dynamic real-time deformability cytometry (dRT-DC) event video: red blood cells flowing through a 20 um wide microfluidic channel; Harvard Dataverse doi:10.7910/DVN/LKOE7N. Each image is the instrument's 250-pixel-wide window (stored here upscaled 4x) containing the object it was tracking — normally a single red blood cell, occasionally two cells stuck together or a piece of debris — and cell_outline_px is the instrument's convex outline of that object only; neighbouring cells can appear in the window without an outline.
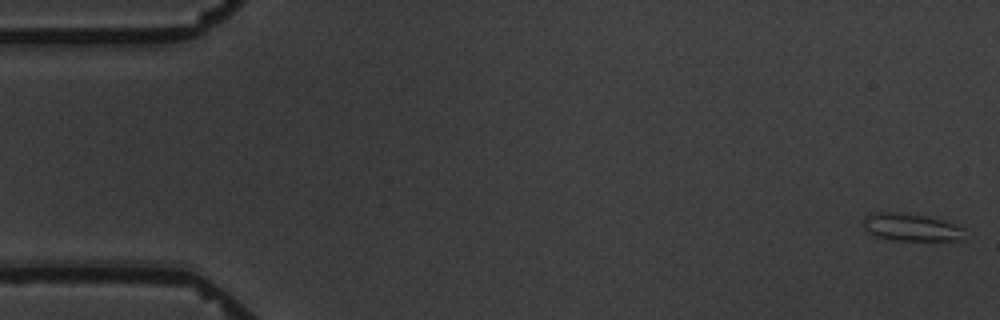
{"species": "common noctule bat (a hibernating species)", "species_latin": "Nyctalus noctula", "temperature_condition": "warm", "stored_images_in_passage": 6, "segment_of_instrument_passage": [1, 2], "camera_frame_rate_fps": 3000, "um_per_image_px": 0.085, "animal": {"sex": "male", "body_mass_g": 19.5, "forearm_length_mm": 54.6}, "frame": {"image": 1, "passage_image": 1, "time_ms": 0.0, "image_size_px": [1000, 320], "cell_outline_px": [[964, 240], [892, 240], [876, 236], [864, 228], [864, 216], [872, 212], [900, 212], [928, 216], [944, 220], [956, 224], [964, 228]], "centroid_in_image_um": [77.47, 19.3], "position_along_channel_um": 7.5, "area_um2": 16.42}}
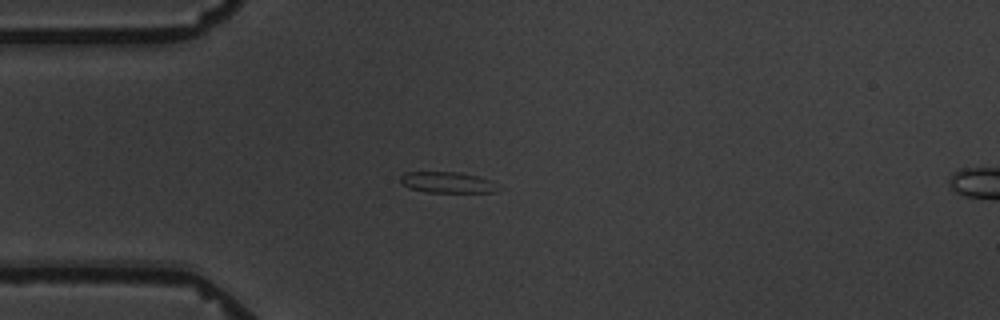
{"frame": {"image": 2, "passage_image": 5, "time_ms": 4.667, "image_size_px": [1000, 320], "cell_outline_px": [[504, 188], [496, 192], [424, 192], [408, 188], [400, 184], [400, 176], [404, 172], [460, 172], [480, 176], [492, 180]], "centroid_in_image_um": [38.08, 15.51], "position_along_channel_um": 46.9, "area_um2": 12.43}}